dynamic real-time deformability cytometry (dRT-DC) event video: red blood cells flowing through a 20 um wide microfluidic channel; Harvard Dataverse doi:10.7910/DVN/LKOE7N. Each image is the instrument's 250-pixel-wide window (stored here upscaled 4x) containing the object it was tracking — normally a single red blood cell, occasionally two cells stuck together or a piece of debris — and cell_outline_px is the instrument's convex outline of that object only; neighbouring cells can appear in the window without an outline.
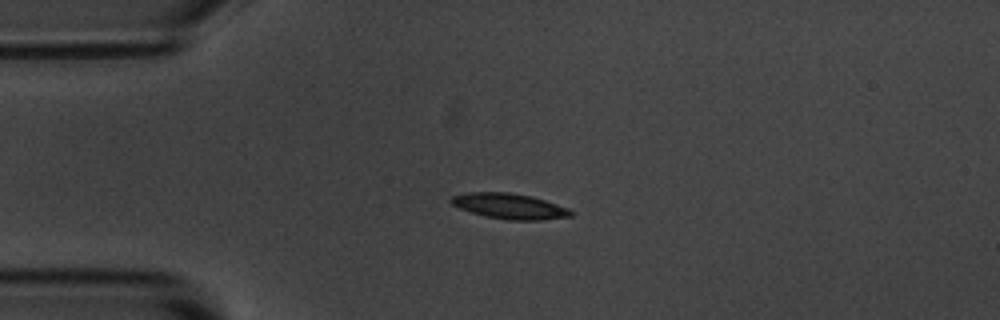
{"species": "common noctule bat (a hibernating species)", "species_latin": "Nyctalus noctula", "temperature_condition": "room temperature", "stored_images_in_passage": 6, "camera_frame_rate_fps": 3000, "um_per_image_px": 0.085, "animal": {"sex": "male", "body_mass_g": 20.1, "forearm_length_mm": 53.5}, "frame": {"image": 1, "passage_image": 3, "time_ms": 2.333, "image_size_px": [1000, 320], "cell_outline_px": [[572, 216], [540, 220], [508, 220], [484, 216], [460, 208], [452, 204], [448, 200], [452, 196], [468, 192], [508, 192], [532, 196], [568, 208], [572, 212]], "centroid_in_image_um": [43.28, 17.52], "position_along_channel_um": 41.7, "area_um2": 17.69}}
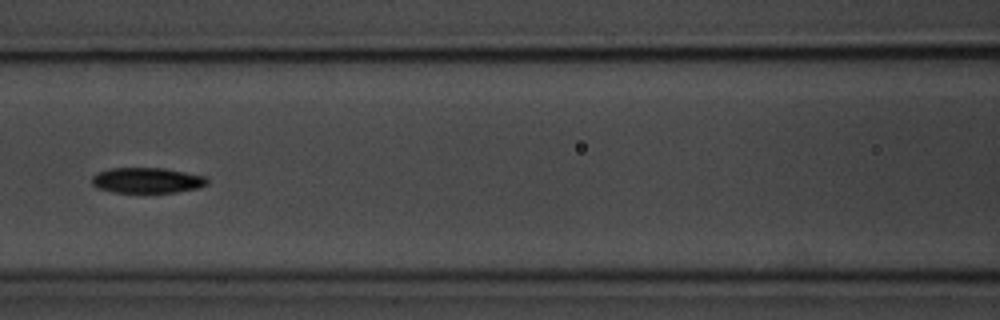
{"frame": {"image": 2, "passage_image": 6, "time_ms": 6.0, "image_size_px": [1000, 320], "cell_outline_px": [[208, 184], [200, 188], [176, 192], [112, 192], [96, 188], [92, 184], [92, 176], [96, 172], [108, 168], [164, 168], [208, 176]], "centroid_in_image_um": [12.51, 15.32], "position_along_channel_um": 154.1, "area_um2": 17.4}}